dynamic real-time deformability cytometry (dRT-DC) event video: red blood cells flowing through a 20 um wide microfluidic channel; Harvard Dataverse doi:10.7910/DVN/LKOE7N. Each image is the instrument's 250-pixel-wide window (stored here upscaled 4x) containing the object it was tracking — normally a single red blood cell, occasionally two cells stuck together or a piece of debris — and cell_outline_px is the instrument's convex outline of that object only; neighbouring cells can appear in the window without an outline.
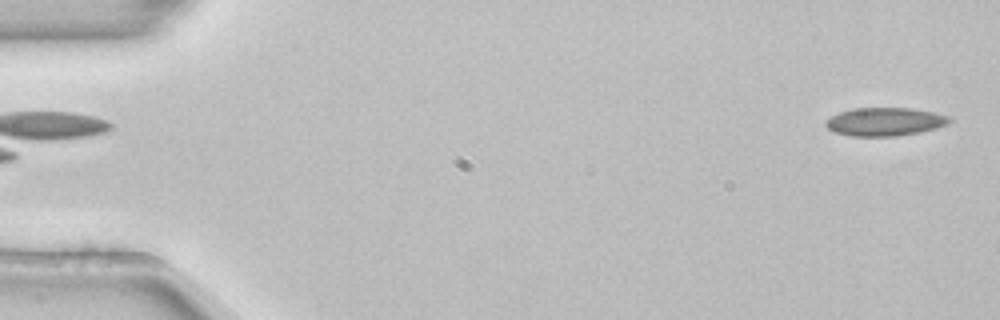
{"species": "common noctule bat (a hibernating species)", "species_latin": "Nyctalus noctula", "temperature_condition": "room temperature", "stored_images_in_passage": 8, "camera_frame_rate_fps": 3000, "um_per_image_px": 0.085, "animal": {"sex": "female", "body_mass_g": 22.7, "forearm_length_mm": 54.2}, "frame": {"image": 1, "passage_image": 1, "time_ms": 0.0, "image_size_px": [1000, 320], "cell_outline_px": [[952, 120], [948, 124], [936, 128], [920, 132], [896, 136], [852, 136], [832, 132], [824, 124], [824, 120], [840, 112], [852, 108], [912, 108], [936, 112], [952, 116]], "centroid_in_image_um": [75.24, 10.34], "position_along_channel_um": 9.8, "area_um2": 20.69}}